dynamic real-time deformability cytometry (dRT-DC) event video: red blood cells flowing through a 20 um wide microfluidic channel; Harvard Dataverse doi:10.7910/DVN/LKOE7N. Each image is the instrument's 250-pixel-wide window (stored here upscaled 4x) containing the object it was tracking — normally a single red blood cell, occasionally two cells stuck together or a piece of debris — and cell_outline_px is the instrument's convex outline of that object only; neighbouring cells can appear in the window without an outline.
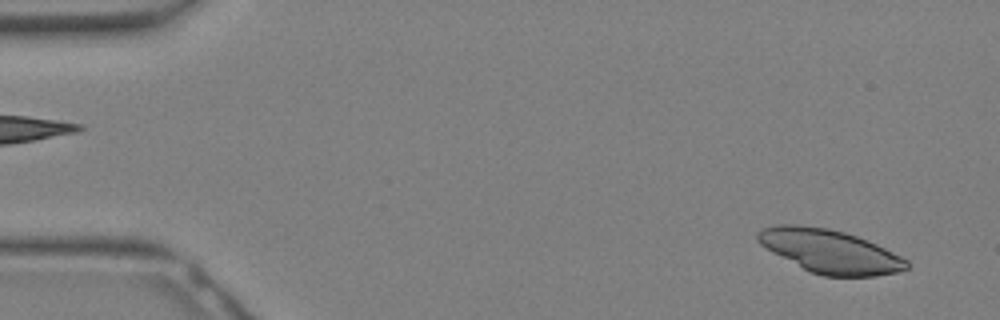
{"species": "Egyptian fruit bat (a non-hibernating species)", "species_latin": "Rousettus aegyptiacus", "temperature_condition": "warm", "stored_images_in_passage": 22, "camera_frame_rate_fps": 3000, "um_per_image_px": 0.085, "animal": {"sex": "female"}, "frame": {"image": 1, "passage_image": 1, "time_ms": 0.0, "image_size_px": [1000, 320], "cell_outline_px": [[908, 268], [900, 272], [876, 276], [824, 276], [812, 272], [772, 252], [760, 244], [756, 240], [756, 232], [760, 228], [776, 224], [800, 224], [828, 228], [844, 232], [868, 240], [908, 260]], "centroid_in_image_um": [70.52, 21.34], "position_along_channel_um": 14.5, "area_um2": 37.69}}